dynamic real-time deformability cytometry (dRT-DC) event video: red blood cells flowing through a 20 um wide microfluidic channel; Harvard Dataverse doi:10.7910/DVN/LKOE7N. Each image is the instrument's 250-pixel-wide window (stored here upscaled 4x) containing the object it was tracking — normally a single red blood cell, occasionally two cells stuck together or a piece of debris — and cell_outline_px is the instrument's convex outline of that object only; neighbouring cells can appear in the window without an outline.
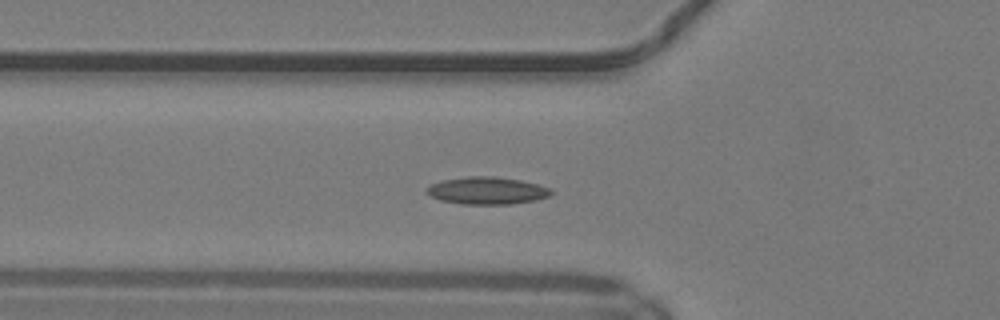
{"species": "common noctule bat (a hibernating species)", "species_latin": "Nyctalus noctula", "temperature_condition": "warm", "stored_images_in_passage": 24, "camera_frame_rate_fps": 3000, "um_per_image_px": 0.085, "animal": {"sex": "male", "body_mass_g": 19.2, "forearm_length_mm": 51.8}, "frame": {"image": 1, "passage_image": 3, "time_ms": 0.667, "image_size_px": [1000, 320], "cell_outline_px": [[552, 192], [548, 196], [536, 200], [512, 204], [464, 204], [440, 200], [424, 192], [424, 188], [432, 184], [444, 180], [468, 176], [492, 176], [520, 180], [536, 184], [548, 188]], "centroid_in_image_um": [41.35, 16.2], "position_along_channel_um": 84.4, "area_um2": 19.65}}
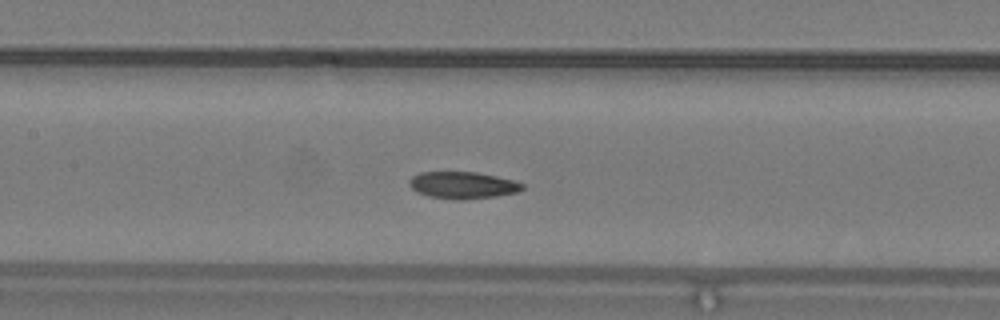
{"frame": {"image": 2, "passage_image": 9, "time_ms": 2.667, "image_size_px": [1000, 320], "cell_outline_px": [[524, 188], [516, 192], [496, 196], [460, 200], [456, 200], [428, 196], [412, 188], [408, 184], [412, 176], [420, 172], [476, 172], [496, 176], [512, 180], [524, 184]], "centroid_in_image_um": [39.33, 15.74], "position_along_channel_um": 168.1, "area_um2": 17.57}}
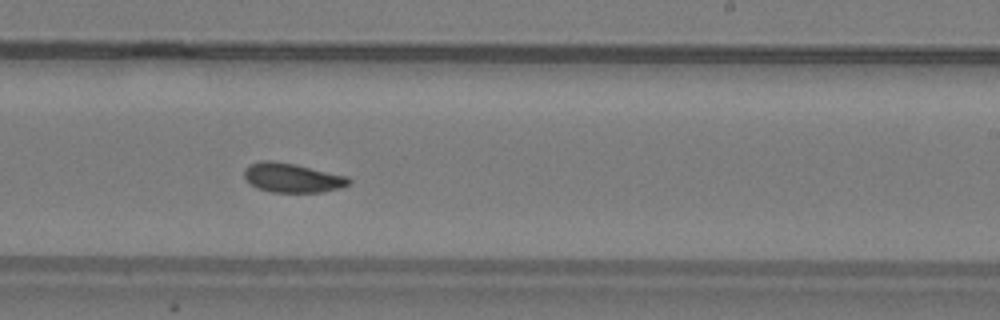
{"frame": {"image": 3, "passage_image": 16, "time_ms": 5.0, "image_size_px": [1000, 320], "cell_outline_px": [[352, 180], [348, 184], [340, 188], [320, 192], [272, 192], [256, 188], [244, 176], [244, 168], [248, 164], [260, 160], [272, 160], [296, 164], [348, 176]], "centroid_in_image_um": [24.83, 15.09], "position_along_channel_um": 264.2, "area_um2": 17.98}, "authors_computed_cell_mechanics": {"area_um2": 17.918, "velocity_mm_per_s": 4.1365, "shape_relaxation_time_tau1_ms": 8.6323, "shape_relaxation_time_tau2_ms": 3.746, "deformation_change_tau1": 0.1904, "deformation_change_tau2": 0.0943}}